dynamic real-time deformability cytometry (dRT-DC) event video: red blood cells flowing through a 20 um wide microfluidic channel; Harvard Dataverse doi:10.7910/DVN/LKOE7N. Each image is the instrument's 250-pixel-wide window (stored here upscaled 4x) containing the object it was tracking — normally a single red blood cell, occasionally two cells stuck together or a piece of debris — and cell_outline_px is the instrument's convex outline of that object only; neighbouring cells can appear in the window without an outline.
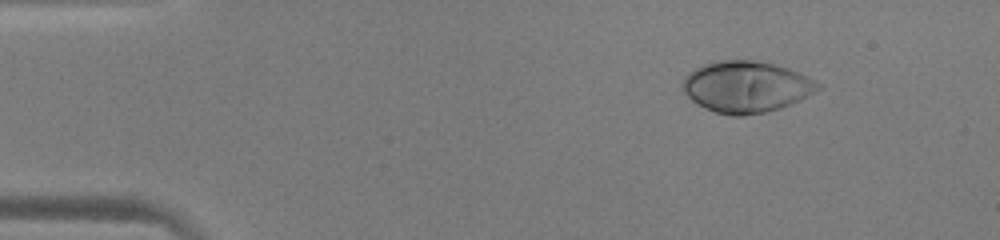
{"species": "human", "species_latin": "Homo sapiens", "temperature_condition": "warm", "stored_images_in_passage": 47, "camera_frame_rate_fps": 3000, "um_per_image_px": 0.085, "donor": {"sex": "male"}, "frame": {"image": 1, "passage_image": 1, "time_ms": 0.0, "image_size_px": [1000, 240], "cell_outline_px": [[820, 88], [780, 108], [764, 112], [740, 116], [732, 116], [716, 112], [692, 100], [680, 88], [680, 84], [684, 76], [688, 72], [704, 64], [716, 60], [752, 60], [772, 64], [788, 68], [808, 76], [820, 84]], "centroid_in_image_um": [63.36, 7.36], "position_along_channel_um": 21.6, "area_um2": 40.0}}
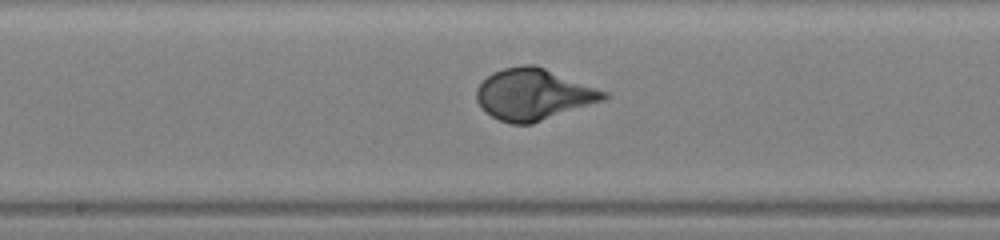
{"frame": {"image": 2, "passage_image": 22, "time_ms": 7.0, "image_size_px": [1000, 240], "cell_outline_px": [[608, 96], [604, 100], [532, 124], [512, 124], [500, 120], [492, 116], [476, 100], [476, 88], [492, 72], [504, 68], [524, 64], [532, 64], [544, 68], [608, 92]], "centroid_in_image_um": [45.34, 8.02], "position_along_channel_um": 202.9, "area_um2": 37.63}}
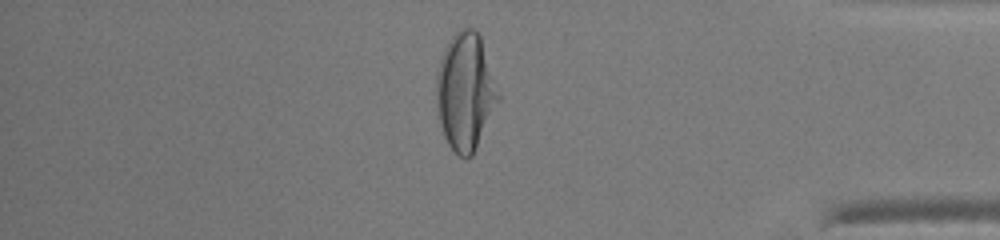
{"frame": {"image": 3, "passage_image": 39, "time_ms": 12.667, "image_size_px": [1000, 240], "cell_outline_px": [[500, 100], [472, 156], [468, 160], [460, 156], [448, 144], [444, 136], [440, 124], [436, 96], [436, 72], [440, 60], [452, 36], [460, 28], [476, 28], [480, 36], [500, 96]], "centroid_in_image_um": [39.56, 7.81], "position_along_channel_um": 395.6, "area_um2": 41.96}}